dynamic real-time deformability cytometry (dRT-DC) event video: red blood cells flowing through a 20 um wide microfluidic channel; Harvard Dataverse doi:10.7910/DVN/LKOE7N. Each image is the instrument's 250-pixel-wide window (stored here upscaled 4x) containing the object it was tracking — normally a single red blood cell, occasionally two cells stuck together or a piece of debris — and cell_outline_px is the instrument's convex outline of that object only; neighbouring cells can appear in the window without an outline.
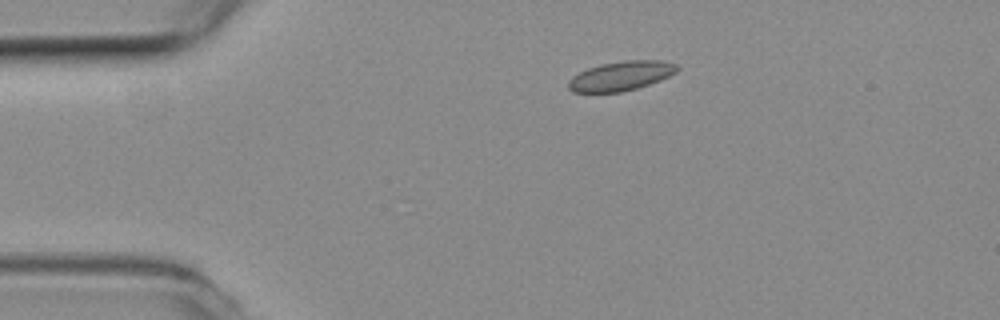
{"species": "common noctule bat (a hibernating species)", "species_latin": "Nyctalus noctula", "temperature_condition": "room temperature", "stored_images_in_passage": 4, "camera_frame_rate_fps": 3000, "um_per_image_px": 0.085, "animal": {"sex": "female", "body_mass_g": 19.3, "forearm_length_mm": 54.1}, "frame": {"image": 1, "passage_image": 1, "time_ms": 0.0, "image_size_px": [1000, 320], "cell_outline_px": [[680, 68], [676, 72], [660, 80], [636, 88], [620, 92], [572, 92], [568, 88], [568, 80], [572, 76], [588, 68], [600, 64], [624, 60], [664, 60], [676, 64]], "centroid_in_image_um": [52.78, 6.44], "position_along_channel_um": 32.2, "area_um2": 18.61}}